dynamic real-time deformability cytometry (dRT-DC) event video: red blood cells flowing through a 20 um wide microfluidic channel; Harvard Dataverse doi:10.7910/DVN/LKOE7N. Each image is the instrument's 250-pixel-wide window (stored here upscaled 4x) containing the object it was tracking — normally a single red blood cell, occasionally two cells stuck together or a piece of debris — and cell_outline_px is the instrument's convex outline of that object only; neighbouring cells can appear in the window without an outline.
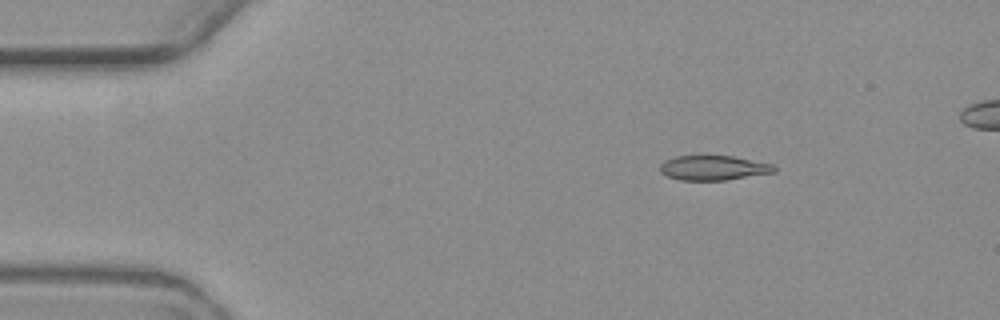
{"species": "common noctule bat (a hibernating species)", "species_latin": "Nyctalus noctula", "temperature_condition": "warm", "stored_images_in_passage": 5, "camera_frame_rate_fps": 3000, "um_per_image_px": 0.085, "animal": {"sex": "female", "body_mass_g": 19.3, "forearm_length_mm": 54.1}, "frame": {"image": 1, "passage_image": 2, "time_ms": 2.0, "image_size_px": [1000, 320], "cell_outline_px": [[776, 172], [724, 180], [680, 180], [668, 176], [660, 172], [660, 164], [664, 160], [676, 156], [732, 156], [772, 164], [776, 168]], "centroid_in_image_um": [60.62, 14.27], "position_along_channel_um": 24.4, "area_um2": 16.3}}